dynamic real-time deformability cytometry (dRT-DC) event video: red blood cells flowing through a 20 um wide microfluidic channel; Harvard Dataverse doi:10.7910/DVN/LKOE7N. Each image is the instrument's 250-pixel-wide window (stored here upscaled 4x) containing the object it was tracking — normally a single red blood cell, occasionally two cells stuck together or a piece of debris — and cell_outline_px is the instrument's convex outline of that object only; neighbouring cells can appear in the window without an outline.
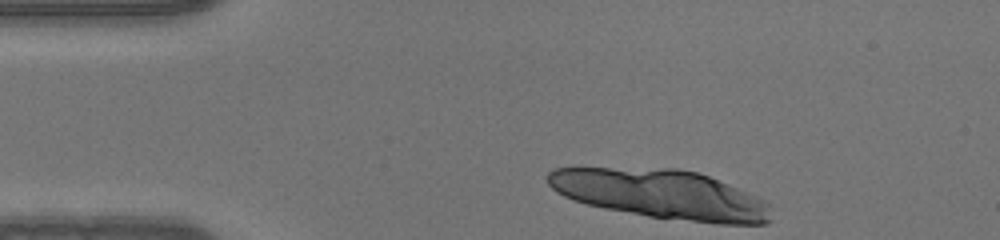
{"species": "human", "species_latin": "Homo sapiens", "temperature_condition": "warm", "stored_images_in_passage": 41, "camera_frame_rate_fps": 3000, "um_per_image_px": 0.085, "donor": {"sex": "male"}, "frame": {"image": 1, "passage_image": 1, "time_ms": 0.0, "image_size_px": [1000, 240], "cell_outline_px": [[772, 220], [768, 224], [716, 224], [648, 216], [604, 208], [572, 200], [556, 192], [548, 184], [548, 172], [556, 168], [676, 168], [696, 172], [708, 176], [764, 200], [768, 204]], "centroid_in_image_um": [56.19, 16.52], "position_along_channel_um": 28.8, "area_um2": 63.58}}
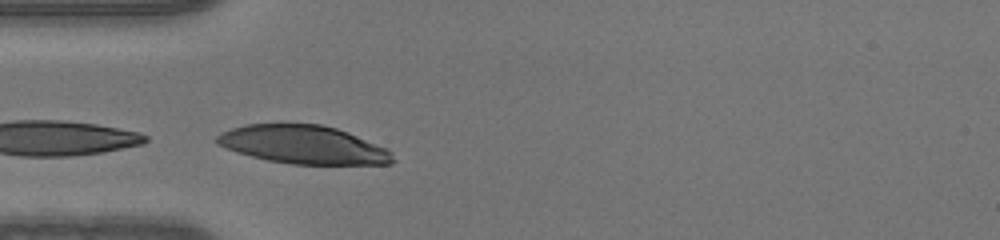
{"frame": {"image": 2, "passage_image": 8, "time_ms": 2.333, "image_size_px": [1000, 240], "cell_outline_px": [[396, 160], [392, 164], [292, 164], [268, 160], [252, 156], [216, 144], [216, 136], [220, 132], [232, 128], [248, 124], [320, 124], [336, 128], [348, 132], [388, 148], [392, 152]], "centroid_in_image_um": [25.84, 12.3], "position_along_channel_um": 59.2, "area_um2": 39.19}}